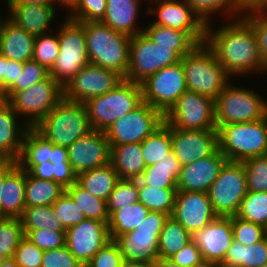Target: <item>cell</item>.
Listing matches in <instances>:
<instances>
[{
	"instance_id": "cell-1",
	"label": "cell",
	"mask_w": 267,
	"mask_h": 267,
	"mask_svg": "<svg viewBox=\"0 0 267 267\" xmlns=\"http://www.w3.org/2000/svg\"><path fill=\"white\" fill-rule=\"evenodd\" d=\"M234 20L213 30L212 22H209L205 44L231 77L251 74L252 71L262 74L265 66L253 28L243 17Z\"/></svg>"
},
{
	"instance_id": "cell-2",
	"label": "cell",
	"mask_w": 267,
	"mask_h": 267,
	"mask_svg": "<svg viewBox=\"0 0 267 267\" xmlns=\"http://www.w3.org/2000/svg\"><path fill=\"white\" fill-rule=\"evenodd\" d=\"M91 64L113 70L125 78L128 72L131 37L102 22H84Z\"/></svg>"
},
{
	"instance_id": "cell-3",
	"label": "cell",
	"mask_w": 267,
	"mask_h": 267,
	"mask_svg": "<svg viewBox=\"0 0 267 267\" xmlns=\"http://www.w3.org/2000/svg\"><path fill=\"white\" fill-rule=\"evenodd\" d=\"M34 129L53 145L68 148L92 131L85 103L63 98Z\"/></svg>"
},
{
	"instance_id": "cell-4",
	"label": "cell",
	"mask_w": 267,
	"mask_h": 267,
	"mask_svg": "<svg viewBox=\"0 0 267 267\" xmlns=\"http://www.w3.org/2000/svg\"><path fill=\"white\" fill-rule=\"evenodd\" d=\"M181 61L189 91L210 97L215 101L230 82L231 76L223 69L214 52L205 43L197 45Z\"/></svg>"
},
{
	"instance_id": "cell-5",
	"label": "cell",
	"mask_w": 267,
	"mask_h": 267,
	"mask_svg": "<svg viewBox=\"0 0 267 267\" xmlns=\"http://www.w3.org/2000/svg\"><path fill=\"white\" fill-rule=\"evenodd\" d=\"M143 102L141 84L123 79L105 95L85 102L92 130L105 132Z\"/></svg>"
},
{
	"instance_id": "cell-6",
	"label": "cell",
	"mask_w": 267,
	"mask_h": 267,
	"mask_svg": "<svg viewBox=\"0 0 267 267\" xmlns=\"http://www.w3.org/2000/svg\"><path fill=\"white\" fill-rule=\"evenodd\" d=\"M218 149L228 161L267 155V117L247 123L216 126Z\"/></svg>"
},
{
	"instance_id": "cell-7",
	"label": "cell",
	"mask_w": 267,
	"mask_h": 267,
	"mask_svg": "<svg viewBox=\"0 0 267 267\" xmlns=\"http://www.w3.org/2000/svg\"><path fill=\"white\" fill-rule=\"evenodd\" d=\"M58 29L59 54L49 70L51 75L63 87L86 65L90 64L84 22L69 19Z\"/></svg>"
},
{
	"instance_id": "cell-8",
	"label": "cell",
	"mask_w": 267,
	"mask_h": 267,
	"mask_svg": "<svg viewBox=\"0 0 267 267\" xmlns=\"http://www.w3.org/2000/svg\"><path fill=\"white\" fill-rule=\"evenodd\" d=\"M267 117V99L256 91L228 83L215 100L216 126L247 123Z\"/></svg>"
},
{
	"instance_id": "cell-9",
	"label": "cell",
	"mask_w": 267,
	"mask_h": 267,
	"mask_svg": "<svg viewBox=\"0 0 267 267\" xmlns=\"http://www.w3.org/2000/svg\"><path fill=\"white\" fill-rule=\"evenodd\" d=\"M63 98V86L49 75L15 93L7 102L19 116L22 114L26 118L22 124L34 128Z\"/></svg>"
},
{
	"instance_id": "cell-10",
	"label": "cell",
	"mask_w": 267,
	"mask_h": 267,
	"mask_svg": "<svg viewBox=\"0 0 267 267\" xmlns=\"http://www.w3.org/2000/svg\"><path fill=\"white\" fill-rule=\"evenodd\" d=\"M168 218L166 213L149 211L135 230L120 235L115 241L120 247L123 259L155 263L159 259V235Z\"/></svg>"
},
{
	"instance_id": "cell-11",
	"label": "cell",
	"mask_w": 267,
	"mask_h": 267,
	"mask_svg": "<svg viewBox=\"0 0 267 267\" xmlns=\"http://www.w3.org/2000/svg\"><path fill=\"white\" fill-rule=\"evenodd\" d=\"M182 57L170 47L155 44L144 32L131 37L128 72L124 79L141 84Z\"/></svg>"
},
{
	"instance_id": "cell-12",
	"label": "cell",
	"mask_w": 267,
	"mask_h": 267,
	"mask_svg": "<svg viewBox=\"0 0 267 267\" xmlns=\"http://www.w3.org/2000/svg\"><path fill=\"white\" fill-rule=\"evenodd\" d=\"M247 194V183L242 162L227 161L211 185L208 195L217 216H235Z\"/></svg>"
},
{
	"instance_id": "cell-13",
	"label": "cell",
	"mask_w": 267,
	"mask_h": 267,
	"mask_svg": "<svg viewBox=\"0 0 267 267\" xmlns=\"http://www.w3.org/2000/svg\"><path fill=\"white\" fill-rule=\"evenodd\" d=\"M165 122L164 114L146 102L115 121L105 131L110 146L141 143Z\"/></svg>"
},
{
	"instance_id": "cell-14",
	"label": "cell",
	"mask_w": 267,
	"mask_h": 267,
	"mask_svg": "<svg viewBox=\"0 0 267 267\" xmlns=\"http://www.w3.org/2000/svg\"><path fill=\"white\" fill-rule=\"evenodd\" d=\"M165 122L182 130H217L215 101L210 97L186 90L164 115Z\"/></svg>"
},
{
	"instance_id": "cell-15",
	"label": "cell",
	"mask_w": 267,
	"mask_h": 267,
	"mask_svg": "<svg viewBox=\"0 0 267 267\" xmlns=\"http://www.w3.org/2000/svg\"><path fill=\"white\" fill-rule=\"evenodd\" d=\"M141 87L143 101L165 115L187 90L182 61L152 74Z\"/></svg>"
},
{
	"instance_id": "cell-16",
	"label": "cell",
	"mask_w": 267,
	"mask_h": 267,
	"mask_svg": "<svg viewBox=\"0 0 267 267\" xmlns=\"http://www.w3.org/2000/svg\"><path fill=\"white\" fill-rule=\"evenodd\" d=\"M154 3L155 8L149 6L145 11L157 16L151 23L186 32L198 45L205 43L207 24L186 0H156Z\"/></svg>"
},
{
	"instance_id": "cell-17",
	"label": "cell",
	"mask_w": 267,
	"mask_h": 267,
	"mask_svg": "<svg viewBox=\"0 0 267 267\" xmlns=\"http://www.w3.org/2000/svg\"><path fill=\"white\" fill-rule=\"evenodd\" d=\"M124 78L113 70L94 64L84 66L64 87V98L85 103L105 95Z\"/></svg>"
},
{
	"instance_id": "cell-18",
	"label": "cell",
	"mask_w": 267,
	"mask_h": 267,
	"mask_svg": "<svg viewBox=\"0 0 267 267\" xmlns=\"http://www.w3.org/2000/svg\"><path fill=\"white\" fill-rule=\"evenodd\" d=\"M208 267H219L233 240L231 217L217 216L207 226L191 235Z\"/></svg>"
},
{
	"instance_id": "cell-19",
	"label": "cell",
	"mask_w": 267,
	"mask_h": 267,
	"mask_svg": "<svg viewBox=\"0 0 267 267\" xmlns=\"http://www.w3.org/2000/svg\"><path fill=\"white\" fill-rule=\"evenodd\" d=\"M108 224L85 219L66 229V247L84 266L110 241Z\"/></svg>"
},
{
	"instance_id": "cell-20",
	"label": "cell",
	"mask_w": 267,
	"mask_h": 267,
	"mask_svg": "<svg viewBox=\"0 0 267 267\" xmlns=\"http://www.w3.org/2000/svg\"><path fill=\"white\" fill-rule=\"evenodd\" d=\"M76 175L110 163L111 147L106 133L92 130L67 148Z\"/></svg>"
},
{
	"instance_id": "cell-21",
	"label": "cell",
	"mask_w": 267,
	"mask_h": 267,
	"mask_svg": "<svg viewBox=\"0 0 267 267\" xmlns=\"http://www.w3.org/2000/svg\"><path fill=\"white\" fill-rule=\"evenodd\" d=\"M172 151L181 167L212 155L218 149L217 130H182L170 126Z\"/></svg>"
},
{
	"instance_id": "cell-22",
	"label": "cell",
	"mask_w": 267,
	"mask_h": 267,
	"mask_svg": "<svg viewBox=\"0 0 267 267\" xmlns=\"http://www.w3.org/2000/svg\"><path fill=\"white\" fill-rule=\"evenodd\" d=\"M171 217L192 235L207 226L217 215L208 193L177 191Z\"/></svg>"
},
{
	"instance_id": "cell-23",
	"label": "cell",
	"mask_w": 267,
	"mask_h": 267,
	"mask_svg": "<svg viewBox=\"0 0 267 267\" xmlns=\"http://www.w3.org/2000/svg\"><path fill=\"white\" fill-rule=\"evenodd\" d=\"M227 161V158L217 149L212 155L181 167L177 179V191L208 193Z\"/></svg>"
},
{
	"instance_id": "cell-24",
	"label": "cell",
	"mask_w": 267,
	"mask_h": 267,
	"mask_svg": "<svg viewBox=\"0 0 267 267\" xmlns=\"http://www.w3.org/2000/svg\"><path fill=\"white\" fill-rule=\"evenodd\" d=\"M7 6L9 18L34 36L47 34L57 11L54 4L7 3Z\"/></svg>"
},
{
	"instance_id": "cell-25",
	"label": "cell",
	"mask_w": 267,
	"mask_h": 267,
	"mask_svg": "<svg viewBox=\"0 0 267 267\" xmlns=\"http://www.w3.org/2000/svg\"><path fill=\"white\" fill-rule=\"evenodd\" d=\"M35 38L7 16L1 31L0 53L7 59L25 63L32 60Z\"/></svg>"
},
{
	"instance_id": "cell-26",
	"label": "cell",
	"mask_w": 267,
	"mask_h": 267,
	"mask_svg": "<svg viewBox=\"0 0 267 267\" xmlns=\"http://www.w3.org/2000/svg\"><path fill=\"white\" fill-rule=\"evenodd\" d=\"M16 116L19 115L7 101L0 106V153L6 159L13 161L19 159L23 139L29 129L26 124L21 128Z\"/></svg>"
},
{
	"instance_id": "cell-27",
	"label": "cell",
	"mask_w": 267,
	"mask_h": 267,
	"mask_svg": "<svg viewBox=\"0 0 267 267\" xmlns=\"http://www.w3.org/2000/svg\"><path fill=\"white\" fill-rule=\"evenodd\" d=\"M140 5L141 0H107L100 22L130 37L143 33L144 29L138 28L136 23Z\"/></svg>"
},
{
	"instance_id": "cell-28",
	"label": "cell",
	"mask_w": 267,
	"mask_h": 267,
	"mask_svg": "<svg viewBox=\"0 0 267 267\" xmlns=\"http://www.w3.org/2000/svg\"><path fill=\"white\" fill-rule=\"evenodd\" d=\"M26 171L18 164L5 176L0 217L21 218L25 205Z\"/></svg>"
},
{
	"instance_id": "cell-29",
	"label": "cell",
	"mask_w": 267,
	"mask_h": 267,
	"mask_svg": "<svg viewBox=\"0 0 267 267\" xmlns=\"http://www.w3.org/2000/svg\"><path fill=\"white\" fill-rule=\"evenodd\" d=\"M110 147V163L118 174L119 179L137 180L146 168L141 143Z\"/></svg>"
},
{
	"instance_id": "cell-30",
	"label": "cell",
	"mask_w": 267,
	"mask_h": 267,
	"mask_svg": "<svg viewBox=\"0 0 267 267\" xmlns=\"http://www.w3.org/2000/svg\"><path fill=\"white\" fill-rule=\"evenodd\" d=\"M266 263L267 236L251 245H242L233 239L219 267H261Z\"/></svg>"
},
{
	"instance_id": "cell-31",
	"label": "cell",
	"mask_w": 267,
	"mask_h": 267,
	"mask_svg": "<svg viewBox=\"0 0 267 267\" xmlns=\"http://www.w3.org/2000/svg\"><path fill=\"white\" fill-rule=\"evenodd\" d=\"M181 165L171 151L160 162L147 166L137 179L141 184L157 188H177Z\"/></svg>"
},
{
	"instance_id": "cell-32",
	"label": "cell",
	"mask_w": 267,
	"mask_h": 267,
	"mask_svg": "<svg viewBox=\"0 0 267 267\" xmlns=\"http://www.w3.org/2000/svg\"><path fill=\"white\" fill-rule=\"evenodd\" d=\"M119 176L111 163L82 172L77 175L76 182L92 195L107 201Z\"/></svg>"
},
{
	"instance_id": "cell-33",
	"label": "cell",
	"mask_w": 267,
	"mask_h": 267,
	"mask_svg": "<svg viewBox=\"0 0 267 267\" xmlns=\"http://www.w3.org/2000/svg\"><path fill=\"white\" fill-rule=\"evenodd\" d=\"M146 27L143 32L155 44L170 47V49L176 51L182 58L198 45L186 32L181 30L153 23Z\"/></svg>"
},
{
	"instance_id": "cell-34",
	"label": "cell",
	"mask_w": 267,
	"mask_h": 267,
	"mask_svg": "<svg viewBox=\"0 0 267 267\" xmlns=\"http://www.w3.org/2000/svg\"><path fill=\"white\" fill-rule=\"evenodd\" d=\"M65 191L66 188L54 180L36 178L26 172V206H51Z\"/></svg>"
},
{
	"instance_id": "cell-35",
	"label": "cell",
	"mask_w": 267,
	"mask_h": 267,
	"mask_svg": "<svg viewBox=\"0 0 267 267\" xmlns=\"http://www.w3.org/2000/svg\"><path fill=\"white\" fill-rule=\"evenodd\" d=\"M142 203L129 204L109 216V234L112 240H116L120 235L135 230L149 213Z\"/></svg>"
},
{
	"instance_id": "cell-36",
	"label": "cell",
	"mask_w": 267,
	"mask_h": 267,
	"mask_svg": "<svg viewBox=\"0 0 267 267\" xmlns=\"http://www.w3.org/2000/svg\"><path fill=\"white\" fill-rule=\"evenodd\" d=\"M53 144L41 136L34 128H29L24 136L19 166H36L49 161Z\"/></svg>"
},
{
	"instance_id": "cell-37",
	"label": "cell",
	"mask_w": 267,
	"mask_h": 267,
	"mask_svg": "<svg viewBox=\"0 0 267 267\" xmlns=\"http://www.w3.org/2000/svg\"><path fill=\"white\" fill-rule=\"evenodd\" d=\"M66 192L82 209L86 219H93L103 223H109V214L106 201L92 195L77 182L66 188Z\"/></svg>"
},
{
	"instance_id": "cell-38",
	"label": "cell",
	"mask_w": 267,
	"mask_h": 267,
	"mask_svg": "<svg viewBox=\"0 0 267 267\" xmlns=\"http://www.w3.org/2000/svg\"><path fill=\"white\" fill-rule=\"evenodd\" d=\"M191 240V234L171 216L159 235V258H170Z\"/></svg>"
},
{
	"instance_id": "cell-39",
	"label": "cell",
	"mask_w": 267,
	"mask_h": 267,
	"mask_svg": "<svg viewBox=\"0 0 267 267\" xmlns=\"http://www.w3.org/2000/svg\"><path fill=\"white\" fill-rule=\"evenodd\" d=\"M177 188H157L138 181V198L150 211L166 213L171 216Z\"/></svg>"
},
{
	"instance_id": "cell-40",
	"label": "cell",
	"mask_w": 267,
	"mask_h": 267,
	"mask_svg": "<svg viewBox=\"0 0 267 267\" xmlns=\"http://www.w3.org/2000/svg\"><path fill=\"white\" fill-rule=\"evenodd\" d=\"M143 158L147 166L158 163L172 151L170 126L164 124L141 142Z\"/></svg>"
},
{
	"instance_id": "cell-41",
	"label": "cell",
	"mask_w": 267,
	"mask_h": 267,
	"mask_svg": "<svg viewBox=\"0 0 267 267\" xmlns=\"http://www.w3.org/2000/svg\"><path fill=\"white\" fill-rule=\"evenodd\" d=\"M21 219L23 230L66 231L51 206H26Z\"/></svg>"
},
{
	"instance_id": "cell-42",
	"label": "cell",
	"mask_w": 267,
	"mask_h": 267,
	"mask_svg": "<svg viewBox=\"0 0 267 267\" xmlns=\"http://www.w3.org/2000/svg\"><path fill=\"white\" fill-rule=\"evenodd\" d=\"M236 216L267 229V192L247 191Z\"/></svg>"
},
{
	"instance_id": "cell-43",
	"label": "cell",
	"mask_w": 267,
	"mask_h": 267,
	"mask_svg": "<svg viewBox=\"0 0 267 267\" xmlns=\"http://www.w3.org/2000/svg\"><path fill=\"white\" fill-rule=\"evenodd\" d=\"M195 12L208 24L211 19V14H215L217 11L224 12L229 17L243 16V0H186ZM226 12V13H225ZM228 13V14H227Z\"/></svg>"
},
{
	"instance_id": "cell-44",
	"label": "cell",
	"mask_w": 267,
	"mask_h": 267,
	"mask_svg": "<svg viewBox=\"0 0 267 267\" xmlns=\"http://www.w3.org/2000/svg\"><path fill=\"white\" fill-rule=\"evenodd\" d=\"M25 236L21 219L0 217V254L11 258Z\"/></svg>"
},
{
	"instance_id": "cell-45",
	"label": "cell",
	"mask_w": 267,
	"mask_h": 267,
	"mask_svg": "<svg viewBox=\"0 0 267 267\" xmlns=\"http://www.w3.org/2000/svg\"><path fill=\"white\" fill-rule=\"evenodd\" d=\"M137 202L138 180L119 179L106 201L108 214L110 216L114 211Z\"/></svg>"
},
{
	"instance_id": "cell-46",
	"label": "cell",
	"mask_w": 267,
	"mask_h": 267,
	"mask_svg": "<svg viewBox=\"0 0 267 267\" xmlns=\"http://www.w3.org/2000/svg\"><path fill=\"white\" fill-rule=\"evenodd\" d=\"M246 174L247 191L267 192V155L242 162Z\"/></svg>"
},
{
	"instance_id": "cell-47",
	"label": "cell",
	"mask_w": 267,
	"mask_h": 267,
	"mask_svg": "<svg viewBox=\"0 0 267 267\" xmlns=\"http://www.w3.org/2000/svg\"><path fill=\"white\" fill-rule=\"evenodd\" d=\"M48 76L49 71L41 64L33 59L26 61L23 70L19 71L18 80L5 92L6 100L8 101L15 93L31 87Z\"/></svg>"
},
{
	"instance_id": "cell-48",
	"label": "cell",
	"mask_w": 267,
	"mask_h": 267,
	"mask_svg": "<svg viewBox=\"0 0 267 267\" xmlns=\"http://www.w3.org/2000/svg\"><path fill=\"white\" fill-rule=\"evenodd\" d=\"M59 50L58 33L38 35L35 38L32 59L49 71L60 52Z\"/></svg>"
},
{
	"instance_id": "cell-49",
	"label": "cell",
	"mask_w": 267,
	"mask_h": 267,
	"mask_svg": "<svg viewBox=\"0 0 267 267\" xmlns=\"http://www.w3.org/2000/svg\"><path fill=\"white\" fill-rule=\"evenodd\" d=\"M52 208L65 229L86 219L82 209L66 191L52 204Z\"/></svg>"
},
{
	"instance_id": "cell-50",
	"label": "cell",
	"mask_w": 267,
	"mask_h": 267,
	"mask_svg": "<svg viewBox=\"0 0 267 267\" xmlns=\"http://www.w3.org/2000/svg\"><path fill=\"white\" fill-rule=\"evenodd\" d=\"M233 229V239L242 245H251L263 240L267 236L266 228L243 220L239 217L231 216Z\"/></svg>"
},
{
	"instance_id": "cell-51",
	"label": "cell",
	"mask_w": 267,
	"mask_h": 267,
	"mask_svg": "<svg viewBox=\"0 0 267 267\" xmlns=\"http://www.w3.org/2000/svg\"><path fill=\"white\" fill-rule=\"evenodd\" d=\"M107 0H80L67 17L77 22H99L106 12Z\"/></svg>"
},
{
	"instance_id": "cell-52",
	"label": "cell",
	"mask_w": 267,
	"mask_h": 267,
	"mask_svg": "<svg viewBox=\"0 0 267 267\" xmlns=\"http://www.w3.org/2000/svg\"><path fill=\"white\" fill-rule=\"evenodd\" d=\"M25 236L43 251L61 248L66 245V231L49 229L24 230Z\"/></svg>"
},
{
	"instance_id": "cell-53",
	"label": "cell",
	"mask_w": 267,
	"mask_h": 267,
	"mask_svg": "<svg viewBox=\"0 0 267 267\" xmlns=\"http://www.w3.org/2000/svg\"><path fill=\"white\" fill-rule=\"evenodd\" d=\"M123 262L118 243L111 239L84 267H122Z\"/></svg>"
},
{
	"instance_id": "cell-54",
	"label": "cell",
	"mask_w": 267,
	"mask_h": 267,
	"mask_svg": "<svg viewBox=\"0 0 267 267\" xmlns=\"http://www.w3.org/2000/svg\"><path fill=\"white\" fill-rule=\"evenodd\" d=\"M44 251L26 236L17 246L13 258L19 267H41Z\"/></svg>"
},
{
	"instance_id": "cell-55",
	"label": "cell",
	"mask_w": 267,
	"mask_h": 267,
	"mask_svg": "<svg viewBox=\"0 0 267 267\" xmlns=\"http://www.w3.org/2000/svg\"><path fill=\"white\" fill-rule=\"evenodd\" d=\"M253 28L258 40L259 51L267 71V11H254L242 16Z\"/></svg>"
},
{
	"instance_id": "cell-56",
	"label": "cell",
	"mask_w": 267,
	"mask_h": 267,
	"mask_svg": "<svg viewBox=\"0 0 267 267\" xmlns=\"http://www.w3.org/2000/svg\"><path fill=\"white\" fill-rule=\"evenodd\" d=\"M41 267H84L65 246L44 251Z\"/></svg>"
},
{
	"instance_id": "cell-57",
	"label": "cell",
	"mask_w": 267,
	"mask_h": 267,
	"mask_svg": "<svg viewBox=\"0 0 267 267\" xmlns=\"http://www.w3.org/2000/svg\"><path fill=\"white\" fill-rule=\"evenodd\" d=\"M169 259L181 267H208L200 249L192 240Z\"/></svg>"
},
{
	"instance_id": "cell-58",
	"label": "cell",
	"mask_w": 267,
	"mask_h": 267,
	"mask_svg": "<svg viewBox=\"0 0 267 267\" xmlns=\"http://www.w3.org/2000/svg\"><path fill=\"white\" fill-rule=\"evenodd\" d=\"M77 175L74 173L70 162L54 164L53 180L67 188L76 182Z\"/></svg>"
},
{
	"instance_id": "cell-59",
	"label": "cell",
	"mask_w": 267,
	"mask_h": 267,
	"mask_svg": "<svg viewBox=\"0 0 267 267\" xmlns=\"http://www.w3.org/2000/svg\"><path fill=\"white\" fill-rule=\"evenodd\" d=\"M20 167L33 177L45 180H53L54 164L50 161L37 164L36 166Z\"/></svg>"
},
{
	"instance_id": "cell-60",
	"label": "cell",
	"mask_w": 267,
	"mask_h": 267,
	"mask_svg": "<svg viewBox=\"0 0 267 267\" xmlns=\"http://www.w3.org/2000/svg\"><path fill=\"white\" fill-rule=\"evenodd\" d=\"M24 63L6 58V91L18 80L19 71Z\"/></svg>"
},
{
	"instance_id": "cell-61",
	"label": "cell",
	"mask_w": 267,
	"mask_h": 267,
	"mask_svg": "<svg viewBox=\"0 0 267 267\" xmlns=\"http://www.w3.org/2000/svg\"><path fill=\"white\" fill-rule=\"evenodd\" d=\"M254 11H267V0H243V15Z\"/></svg>"
},
{
	"instance_id": "cell-62",
	"label": "cell",
	"mask_w": 267,
	"mask_h": 267,
	"mask_svg": "<svg viewBox=\"0 0 267 267\" xmlns=\"http://www.w3.org/2000/svg\"><path fill=\"white\" fill-rule=\"evenodd\" d=\"M49 161L53 164L69 162L67 148L54 145L53 149L51 150V158Z\"/></svg>"
},
{
	"instance_id": "cell-63",
	"label": "cell",
	"mask_w": 267,
	"mask_h": 267,
	"mask_svg": "<svg viewBox=\"0 0 267 267\" xmlns=\"http://www.w3.org/2000/svg\"><path fill=\"white\" fill-rule=\"evenodd\" d=\"M17 165V161L7 160L0 167V196L2 194L5 176ZM1 198V197H0Z\"/></svg>"
},
{
	"instance_id": "cell-64",
	"label": "cell",
	"mask_w": 267,
	"mask_h": 267,
	"mask_svg": "<svg viewBox=\"0 0 267 267\" xmlns=\"http://www.w3.org/2000/svg\"><path fill=\"white\" fill-rule=\"evenodd\" d=\"M0 86L6 92V57L0 53Z\"/></svg>"
},
{
	"instance_id": "cell-65",
	"label": "cell",
	"mask_w": 267,
	"mask_h": 267,
	"mask_svg": "<svg viewBox=\"0 0 267 267\" xmlns=\"http://www.w3.org/2000/svg\"><path fill=\"white\" fill-rule=\"evenodd\" d=\"M155 267H181L178 264L174 263L169 258H159L155 263Z\"/></svg>"
},
{
	"instance_id": "cell-66",
	"label": "cell",
	"mask_w": 267,
	"mask_h": 267,
	"mask_svg": "<svg viewBox=\"0 0 267 267\" xmlns=\"http://www.w3.org/2000/svg\"><path fill=\"white\" fill-rule=\"evenodd\" d=\"M122 267H155L154 263L138 262V261H125Z\"/></svg>"
},
{
	"instance_id": "cell-67",
	"label": "cell",
	"mask_w": 267,
	"mask_h": 267,
	"mask_svg": "<svg viewBox=\"0 0 267 267\" xmlns=\"http://www.w3.org/2000/svg\"><path fill=\"white\" fill-rule=\"evenodd\" d=\"M79 1L80 0H54V4L56 5L57 3H59V5H64L67 11L71 12L75 8V6L79 3Z\"/></svg>"
},
{
	"instance_id": "cell-68",
	"label": "cell",
	"mask_w": 267,
	"mask_h": 267,
	"mask_svg": "<svg viewBox=\"0 0 267 267\" xmlns=\"http://www.w3.org/2000/svg\"><path fill=\"white\" fill-rule=\"evenodd\" d=\"M7 3L54 4V0H5Z\"/></svg>"
},
{
	"instance_id": "cell-69",
	"label": "cell",
	"mask_w": 267,
	"mask_h": 267,
	"mask_svg": "<svg viewBox=\"0 0 267 267\" xmlns=\"http://www.w3.org/2000/svg\"><path fill=\"white\" fill-rule=\"evenodd\" d=\"M0 267H19L13 257L6 258L4 263Z\"/></svg>"
},
{
	"instance_id": "cell-70",
	"label": "cell",
	"mask_w": 267,
	"mask_h": 267,
	"mask_svg": "<svg viewBox=\"0 0 267 267\" xmlns=\"http://www.w3.org/2000/svg\"><path fill=\"white\" fill-rule=\"evenodd\" d=\"M5 92L2 90L0 86V106L6 102Z\"/></svg>"
},
{
	"instance_id": "cell-71",
	"label": "cell",
	"mask_w": 267,
	"mask_h": 267,
	"mask_svg": "<svg viewBox=\"0 0 267 267\" xmlns=\"http://www.w3.org/2000/svg\"><path fill=\"white\" fill-rule=\"evenodd\" d=\"M8 159H6L1 153H0V167L7 161Z\"/></svg>"
},
{
	"instance_id": "cell-72",
	"label": "cell",
	"mask_w": 267,
	"mask_h": 267,
	"mask_svg": "<svg viewBox=\"0 0 267 267\" xmlns=\"http://www.w3.org/2000/svg\"><path fill=\"white\" fill-rule=\"evenodd\" d=\"M6 20H2L1 18H0V37H1V31H2V28H3V25H4V22H5Z\"/></svg>"
},
{
	"instance_id": "cell-73",
	"label": "cell",
	"mask_w": 267,
	"mask_h": 267,
	"mask_svg": "<svg viewBox=\"0 0 267 267\" xmlns=\"http://www.w3.org/2000/svg\"><path fill=\"white\" fill-rule=\"evenodd\" d=\"M6 257L0 254V266L4 263Z\"/></svg>"
}]
</instances>
